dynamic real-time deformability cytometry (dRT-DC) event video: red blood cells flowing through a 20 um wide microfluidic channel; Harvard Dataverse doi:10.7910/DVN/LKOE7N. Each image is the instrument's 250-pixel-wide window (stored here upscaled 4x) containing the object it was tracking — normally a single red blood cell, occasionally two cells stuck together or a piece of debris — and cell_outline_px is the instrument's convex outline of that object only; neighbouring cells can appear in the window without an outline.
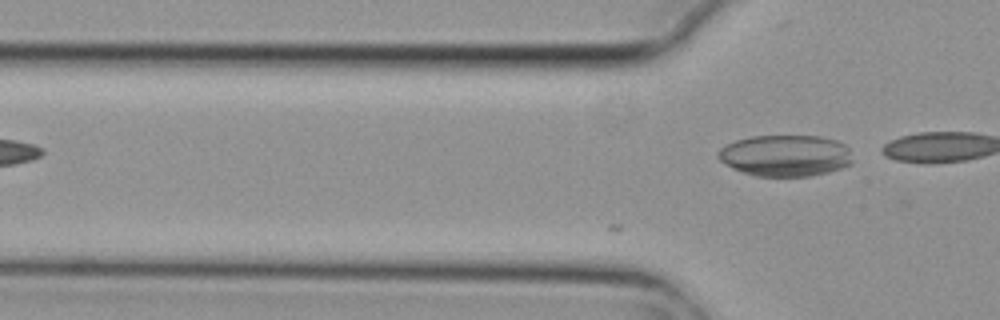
{"species": "common noctule bat (a hibernating species)", "species_latin": "Nyctalus noctula", "temperature_condition": "cold", "stored_images_in_passage": 5, "camera_frame_rate_fps": 3000, "um_per_image_px": 0.085, "animal": {"sex": "female", "body_mass_g": 29.2, "forearm_length_mm": 56.3}, "frame": {"image": 1, "passage_image": 5, "time_ms": 1.333, "image_size_px": [1000, 320], "cell_outline_px": [[852, 164], [828, 172], [808, 176], [756, 176], [732, 168], [720, 160], [716, 156], [716, 152], [720, 148], [736, 140], [752, 136], [820, 136], [836, 140], [844, 144], [848, 148], [852, 160]], "centroid_in_image_um": [66.75, 13.22], "position_along_channel_um": 59.1, "area_um2": 32.43}}